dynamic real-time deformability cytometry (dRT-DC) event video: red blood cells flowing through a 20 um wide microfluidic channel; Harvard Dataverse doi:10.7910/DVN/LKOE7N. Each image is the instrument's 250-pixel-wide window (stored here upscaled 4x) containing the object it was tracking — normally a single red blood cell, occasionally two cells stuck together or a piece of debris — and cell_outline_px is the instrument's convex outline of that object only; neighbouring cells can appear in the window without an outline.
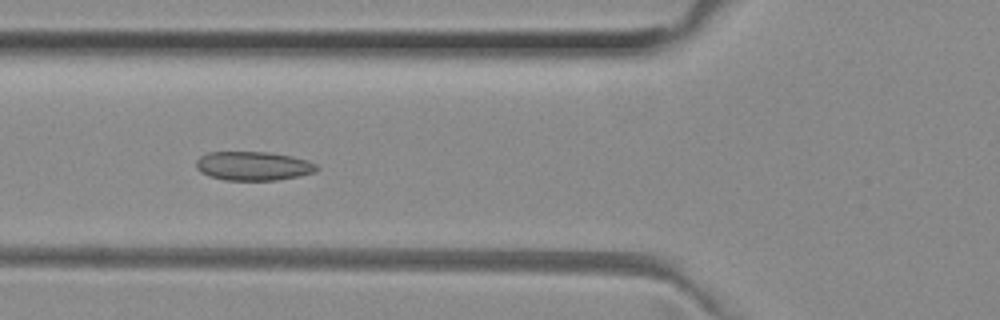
{"species": "common noctule bat (a hibernating species)", "species_latin": "Nyctalus noctula", "temperature_condition": "room temperature", "stored_images_in_passage": 46, "camera_frame_rate_fps": 3000, "um_per_image_px": 0.085, "animal": {"sex": "female", "body_mass_g": 29.2, "forearm_length_mm": 56.3}, "frame": {"image": 1, "passage_image": 14, "time_ms": 4.333, "image_size_px": [1000, 320], "cell_outline_px": [[320, 168], [316, 172], [300, 176], [276, 180], [224, 180], [208, 176], [200, 172], [196, 168], [196, 160], [200, 156], [208, 152], [268, 152], [292, 156], [308, 160], [316, 164]], "centroid_in_image_um": [21.54, 14.11], "position_along_channel_um": 104.3, "area_um2": 20.58}}
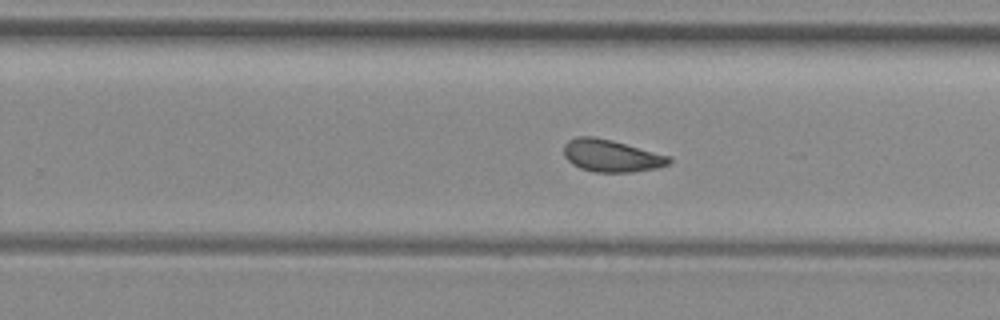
{"frame": {"image": 2, "passage_image": 27, "time_ms": 8.667, "image_size_px": [1000, 320], "cell_outline_px": [[672, 160], [668, 164], [660, 168], [632, 172], [596, 172], [580, 168], [572, 164], [564, 156], [564, 144], [568, 140], [576, 136], [592, 136], [612, 140], [672, 156]], "centroid_in_image_um": [51.98, 13.24], "position_along_channel_um": 277.8, "area_um2": 20.0}}
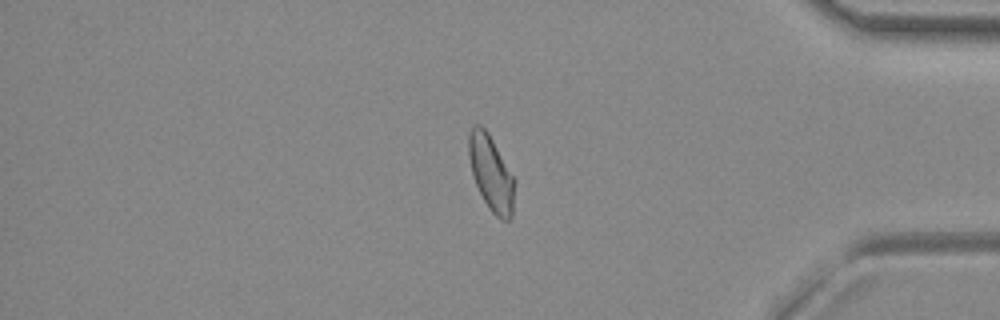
{"frame": {"image": 3, "passage_image": 38, "time_ms": 12.333, "image_size_px": [1000, 320], "cell_outline_px": [[516, 184], [512, 216], [508, 220], [500, 220], [488, 208], [472, 176], [468, 156], [468, 132], [476, 124], [480, 124], [488, 132], [516, 180]], "centroid_in_image_um": [41.75, 14.72], "position_along_channel_um": 393.4, "area_um2": 20.4}, "authors_computed_cell_mechanics": {"area_um2": 20.2011, "velocity_mm_per_s": 4.01, "shape_relaxation_time_tau1_ms": null, "shape_relaxation_time_tau2_ms": 1.4535, "deformation_change_tau1": null, "deformation_change_tau2": 0.0673}}